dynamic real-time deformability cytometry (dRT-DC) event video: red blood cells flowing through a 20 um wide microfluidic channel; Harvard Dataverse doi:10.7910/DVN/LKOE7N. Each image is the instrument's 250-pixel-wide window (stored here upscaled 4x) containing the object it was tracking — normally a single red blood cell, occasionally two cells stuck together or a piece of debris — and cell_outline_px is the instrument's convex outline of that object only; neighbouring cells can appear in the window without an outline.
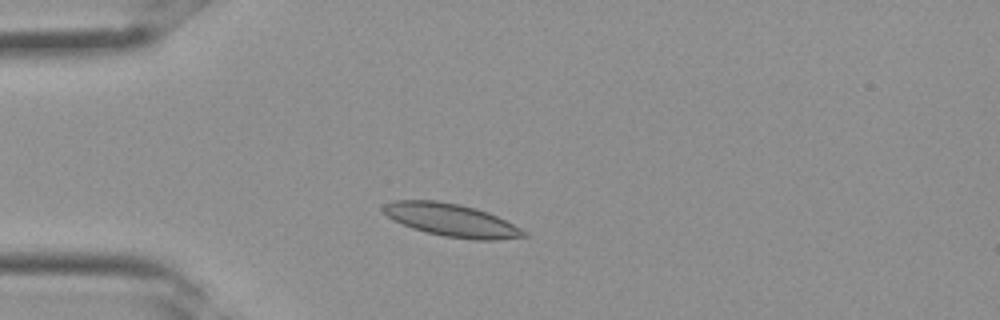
{"species": "Egyptian fruit bat (a non-hibernating species)", "species_latin": "Rousettus aegyptiacus", "temperature_condition": "room temperature", "stored_images_in_passage": 27, "camera_frame_rate_fps": 3000, "um_per_image_px": 0.085, "frame": {"image": 1, "passage_image": 2, "time_ms": 0.333, "image_size_px": [1000, 320], "cell_outline_px": [[528, 236], [496, 240], [476, 240], [444, 236], [412, 228], [388, 216], [380, 208], [384, 204], [392, 200], [436, 200], [460, 204], [476, 208], [488, 212], [528, 232]], "centroid_in_image_um": [38.38, 18.7], "position_along_channel_um": 46.6, "area_um2": 26.7}}
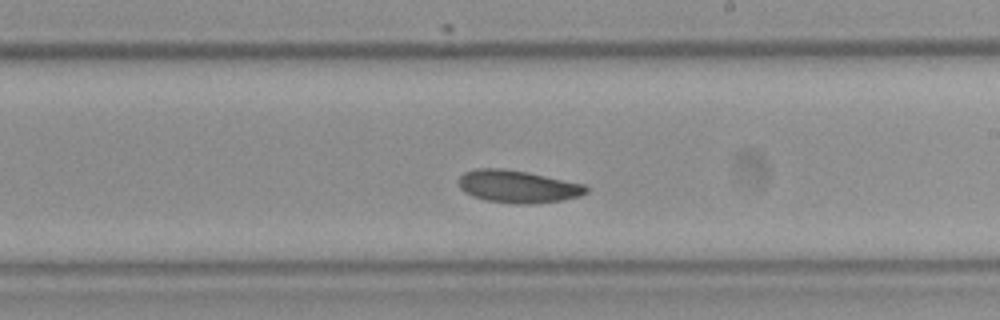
{"frame": {"image": 2, "passage_image": 13, "time_ms": 4.0, "image_size_px": [1000, 320], "cell_outline_px": [[588, 192], [580, 196], [560, 200], [532, 204], [520, 204], [484, 200], [472, 196], [464, 192], [460, 188], [460, 176], [464, 172], [476, 168], [500, 168], [528, 172], [584, 184], [588, 188]], "centroid_in_image_um": [44.0, 15.85], "position_along_channel_um": 245.0, "area_um2": 24.1}}
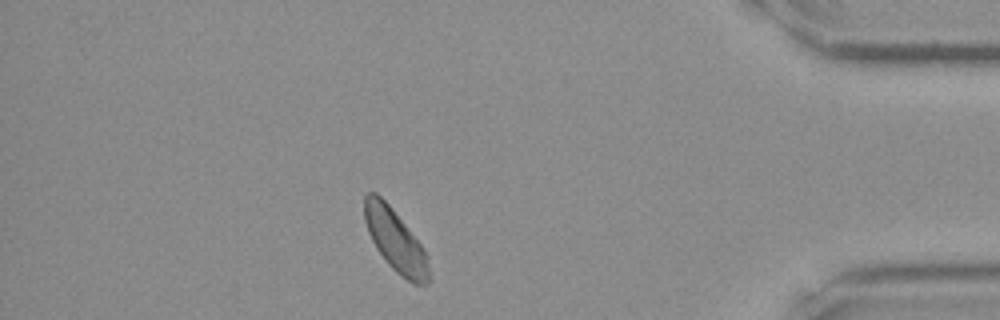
{"frame": {"image": 3, "passage_image": 23, "time_ms": 7.333, "image_size_px": [1000, 320], "cell_outline_px": [[432, 280], [428, 284], [412, 284], [400, 276], [388, 264], [376, 248], [368, 232], [364, 220], [364, 196], [368, 192], [376, 192], [392, 208], [420, 244], [428, 256], [432, 276]], "centroid_in_image_um": [33.64, 20.5], "position_along_channel_um": 401.6, "area_um2": 23.58}}